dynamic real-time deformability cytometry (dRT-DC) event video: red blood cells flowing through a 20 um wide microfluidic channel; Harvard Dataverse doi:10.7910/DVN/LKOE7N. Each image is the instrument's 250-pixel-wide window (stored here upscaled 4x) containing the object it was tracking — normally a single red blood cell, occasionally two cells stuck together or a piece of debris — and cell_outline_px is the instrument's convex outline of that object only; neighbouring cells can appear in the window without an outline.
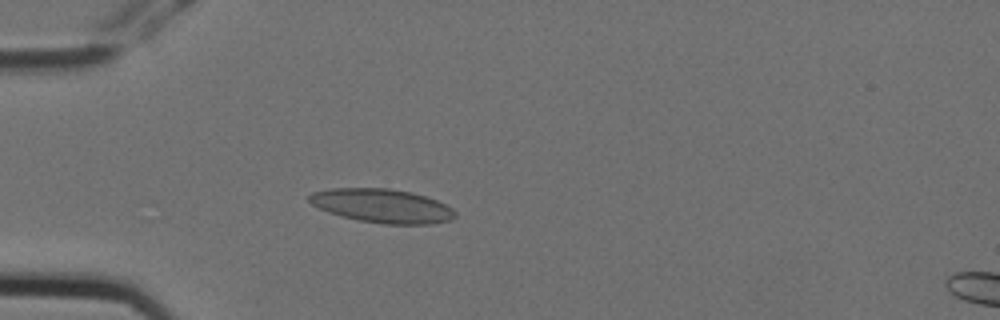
{"species": "Egyptian fruit bat (a non-hibernating species)", "species_latin": "Rousettus aegyptiacus", "temperature_condition": "cold", "stored_images_in_passage": 4, "camera_frame_rate_fps": 3000, "um_per_image_px": 0.085, "animal": {"sex": "female"}, "frame": {"image": 1, "passage_image": 4, "time_ms": 1.0, "image_size_px": [1000, 320], "cell_outline_px": [[456, 216], [448, 220], [432, 224], [384, 224], [360, 220], [328, 212], [312, 204], [308, 200], [308, 196], [312, 192], [332, 188], [388, 188], [412, 192], [436, 200], [452, 208], [456, 212]], "centroid_in_image_um": [32.48, 17.49], "position_along_channel_um": 52.5, "area_um2": 28.55}}